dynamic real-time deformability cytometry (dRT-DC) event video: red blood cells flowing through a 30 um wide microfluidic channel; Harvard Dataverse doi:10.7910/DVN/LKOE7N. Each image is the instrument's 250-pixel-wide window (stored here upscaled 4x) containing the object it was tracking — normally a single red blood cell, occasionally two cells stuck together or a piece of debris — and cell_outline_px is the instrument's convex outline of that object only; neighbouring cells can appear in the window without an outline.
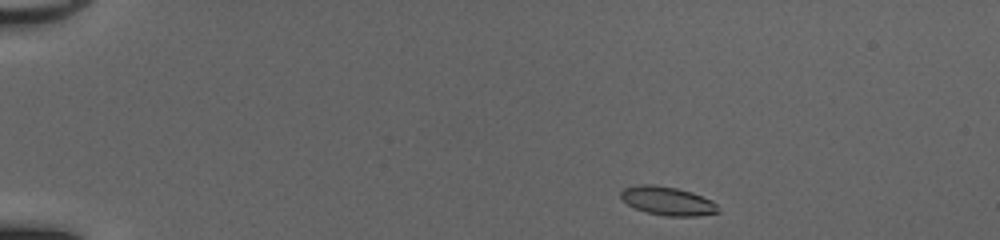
{"species": "common noctule bat (a hibernating species)", "species_latin": "Nyctalus noctula", "temperature_condition": "cold", "stored_images_in_passage": 43, "camera_frame_rate_fps": 3000, "um_per_image_px": 0.085, "animal": {"sex": "female", "body_mass_g": 20.0, "forearm_length_mm": 54.0}, "frame": {"image": 1, "passage_image": 1, "time_ms": 0.0, "image_size_px": [1000, 240], "cell_outline_px": [[720, 212], [696, 216], [664, 216], [648, 212], [636, 208], [628, 204], [620, 196], [620, 192], [624, 188], [636, 184], [652, 184], [676, 188], [692, 192], [712, 200], [716, 204]], "centroid_in_image_um": [56.75, 17.07], "position_along_channel_um": 28.3, "area_um2": 16.18}}
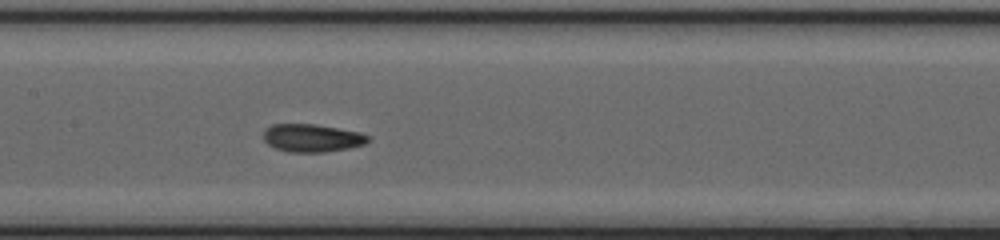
{"frame": {"image": 2, "passage_image": 19, "time_ms": 6.0, "image_size_px": [1000, 240], "cell_outline_px": [[368, 140], [364, 144], [348, 148], [324, 152], [288, 152], [276, 148], [268, 144], [264, 140], [264, 128], [272, 124], [316, 124], [360, 132], [368, 136]], "centroid_in_image_um": [26.49, 11.72], "position_along_channel_um": 180.9, "area_um2": 16.94}}
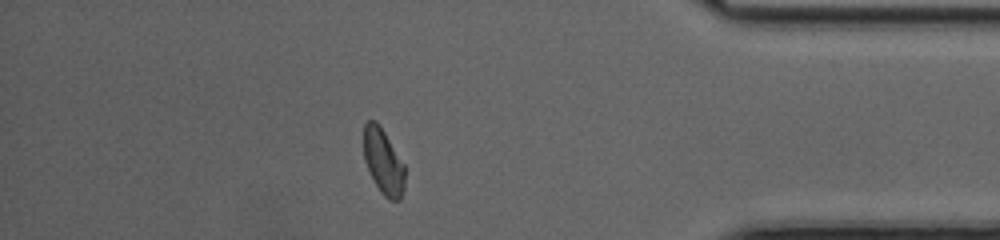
{"frame": {"image": 3, "passage_image": 37, "time_ms": 12.0, "image_size_px": [1000, 240], "cell_outline_px": [[404, 188], [400, 200], [388, 200], [380, 192], [364, 160], [364, 124], [368, 120], [376, 120], [380, 124], [404, 164]], "centroid_in_image_um": [32.58, 13.72], "position_along_channel_um": 402.6, "area_um2": 15.66}, "authors_computed_cell_mechanics": {"area_um2": 16.5886, "velocity_mm_per_s": 4.1533, "shape_relaxation_time_tau1_ms": 3.7827, "shape_relaxation_time_tau2_ms": 1.5916, "deformation_change_tau1": 0.1251, "deformation_change_tau2": 0.0746}}